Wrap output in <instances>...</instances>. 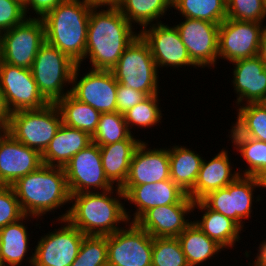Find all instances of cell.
<instances>
[{
	"label": "cell",
	"instance_id": "ac0fdd59",
	"mask_svg": "<svg viewBox=\"0 0 266 266\" xmlns=\"http://www.w3.org/2000/svg\"><path fill=\"white\" fill-rule=\"evenodd\" d=\"M120 189L125 194L124 201L136 206L131 222L135 223L147 210L170 204H194L183 190L171 179L157 183L140 185H122Z\"/></svg>",
	"mask_w": 266,
	"mask_h": 266
},
{
	"label": "cell",
	"instance_id": "8fae6325",
	"mask_svg": "<svg viewBox=\"0 0 266 266\" xmlns=\"http://www.w3.org/2000/svg\"><path fill=\"white\" fill-rule=\"evenodd\" d=\"M80 67V64L76 65L73 71L70 94L100 113L116 112L118 82L113 72L89 69L80 77Z\"/></svg>",
	"mask_w": 266,
	"mask_h": 266
},
{
	"label": "cell",
	"instance_id": "d6a6232c",
	"mask_svg": "<svg viewBox=\"0 0 266 266\" xmlns=\"http://www.w3.org/2000/svg\"><path fill=\"white\" fill-rule=\"evenodd\" d=\"M182 17L221 24L227 18V0H172Z\"/></svg>",
	"mask_w": 266,
	"mask_h": 266
},
{
	"label": "cell",
	"instance_id": "4fadbf2b",
	"mask_svg": "<svg viewBox=\"0 0 266 266\" xmlns=\"http://www.w3.org/2000/svg\"><path fill=\"white\" fill-rule=\"evenodd\" d=\"M70 195L104 192L114 188L105 176L100 148L93 142L80 150L64 167Z\"/></svg>",
	"mask_w": 266,
	"mask_h": 266
},
{
	"label": "cell",
	"instance_id": "f35d334b",
	"mask_svg": "<svg viewBox=\"0 0 266 266\" xmlns=\"http://www.w3.org/2000/svg\"><path fill=\"white\" fill-rule=\"evenodd\" d=\"M227 18L263 23L266 18L263 0H227Z\"/></svg>",
	"mask_w": 266,
	"mask_h": 266
},
{
	"label": "cell",
	"instance_id": "f6af8a7d",
	"mask_svg": "<svg viewBox=\"0 0 266 266\" xmlns=\"http://www.w3.org/2000/svg\"><path fill=\"white\" fill-rule=\"evenodd\" d=\"M257 256H255V260L253 261L254 266H266V240H263L260 244Z\"/></svg>",
	"mask_w": 266,
	"mask_h": 266
},
{
	"label": "cell",
	"instance_id": "83f0119b",
	"mask_svg": "<svg viewBox=\"0 0 266 266\" xmlns=\"http://www.w3.org/2000/svg\"><path fill=\"white\" fill-rule=\"evenodd\" d=\"M182 145L169 148L170 179L188 194L194 187L203 157Z\"/></svg>",
	"mask_w": 266,
	"mask_h": 266
},
{
	"label": "cell",
	"instance_id": "8992f818",
	"mask_svg": "<svg viewBox=\"0 0 266 266\" xmlns=\"http://www.w3.org/2000/svg\"><path fill=\"white\" fill-rule=\"evenodd\" d=\"M159 70L148 43L139 34L126 47L111 71L118 83L151 96L160 91L158 87Z\"/></svg>",
	"mask_w": 266,
	"mask_h": 266
},
{
	"label": "cell",
	"instance_id": "5bb4252c",
	"mask_svg": "<svg viewBox=\"0 0 266 266\" xmlns=\"http://www.w3.org/2000/svg\"><path fill=\"white\" fill-rule=\"evenodd\" d=\"M0 87L10 111L40 109L49 104L42 96L31 69L0 60Z\"/></svg>",
	"mask_w": 266,
	"mask_h": 266
},
{
	"label": "cell",
	"instance_id": "cb8c5ba5",
	"mask_svg": "<svg viewBox=\"0 0 266 266\" xmlns=\"http://www.w3.org/2000/svg\"><path fill=\"white\" fill-rule=\"evenodd\" d=\"M91 143L92 138L87 132L62 123L42 154V163L64 168L75 154Z\"/></svg>",
	"mask_w": 266,
	"mask_h": 266
},
{
	"label": "cell",
	"instance_id": "5b68a950",
	"mask_svg": "<svg viewBox=\"0 0 266 266\" xmlns=\"http://www.w3.org/2000/svg\"><path fill=\"white\" fill-rule=\"evenodd\" d=\"M76 65L55 46L46 41L41 45L32 64L31 72L40 93L49 103H56L70 93ZM67 84L70 85L69 90Z\"/></svg>",
	"mask_w": 266,
	"mask_h": 266
},
{
	"label": "cell",
	"instance_id": "b9f144b4",
	"mask_svg": "<svg viewBox=\"0 0 266 266\" xmlns=\"http://www.w3.org/2000/svg\"><path fill=\"white\" fill-rule=\"evenodd\" d=\"M148 95L144 92L132 89L126 85L118 83L117 85V112L125 113L130 108H133L136 104L146 99Z\"/></svg>",
	"mask_w": 266,
	"mask_h": 266
},
{
	"label": "cell",
	"instance_id": "681fc988",
	"mask_svg": "<svg viewBox=\"0 0 266 266\" xmlns=\"http://www.w3.org/2000/svg\"><path fill=\"white\" fill-rule=\"evenodd\" d=\"M9 133V124L0 123V143Z\"/></svg>",
	"mask_w": 266,
	"mask_h": 266
},
{
	"label": "cell",
	"instance_id": "277c9868",
	"mask_svg": "<svg viewBox=\"0 0 266 266\" xmlns=\"http://www.w3.org/2000/svg\"><path fill=\"white\" fill-rule=\"evenodd\" d=\"M11 187L23 213L39 219L70 204V192L63 167L41 165L36 171L17 179ZM55 210V211H54Z\"/></svg>",
	"mask_w": 266,
	"mask_h": 266
},
{
	"label": "cell",
	"instance_id": "816d5d0a",
	"mask_svg": "<svg viewBox=\"0 0 266 266\" xmlns=\"http://www.w3.org/2000/svg\"><path fill=\"white\" fill-rule=\"evenodd\" d=\"M261 103L266 107V97L261 101Z\"/></svg>",
	"mask_w": 266,
	"mask_h": 266
},
{
	"label": "cell",
	"instance_id": "74e56055",
	"mask_svg": "<svg viewBox=\"0 0 266 266\" xmlns=\"http://www.w3.org/2000/svg\"><path fill=\"white\" fill-rule=\"evenodd\" d=\"M70 266H108L107 236L85 235Z\"/></svg>",
	"mask_w": 266,
	"mask_h": 266
},
{
	"label": "cell",
	"instance_id": "f907efd6",
	"mask_svg": "<svg viewBox=\"0 0 266 266\" xmlns=\"http://www.w3.org/2000/svg\"><path fill=\"white\" fill-rule=\"evenodd\" d=\"M1 42H2V32L0 31V51H1Z\"/></svg>",
	"mask_w": 266,
	"mask_h": 266
},
{
	"label": "cell",
	"instance_id": "bcb514c9",
	"mask_svg": "<svg viewBox=\"0 0 266 266\" xmlns=\"http://www.w3.org/2000/svg\"><path fill=\"white\" fill-rule=\"evenodd\" d=\"M93 7L118 8L122 0H88Z\"/></svg>",
	"mask_w": 266,
	"mask_h": 266
},
{
	"label": "cell",
	"instance_id": "1f68e13d",
	"mask_svg": "<svg viewBox=\"0 0 266 266\" xmlns=\"http://www.w3.org/2000/svg\"><path fill=\"white\" fill-rule=\"evenodd\" d=\"M229 133L234 148L247 163L246 169L239 170V174L256 177L266 168V142L242 136L233 126Z\"/></svg>",
	"mask_w": 266,
	"mask_h": 266
},
{
	"label": "cell",
	"instance_id": "7c38bea8",
	"mask_svg": "<svg viewBox=\"0 0 266 266\" xmlns=\"http://www.w3.org/2000/svg\"><path fill=\"white\" fill-rule=\"evenodd\" d=\"M256 187H259L256 177L239 175L225 188L211 191L201 200L210 209L235 221L243 229L245 219L252 216Z\"/></svg>",
	"mask_w": 266,
	"mask_h": 266
},
{
	"label": "cell",
	"instance_id": "7bdbcfd3",
	"mask_svg": "<svg viewBox=\"0 0 266 266\" xmlns=\"http://www.w3.org/2000/svg\"><path fill=\"white\" fill-rule=\"evenodd\" d=\"M63 1L64 0H22L27 18V13L30 14L29 10L32 8V13L34 12V14L38 15H35V18L41 19Z\"/></svg>",
	"mask_w": 266,
	"mask_h": 266
},
{
	"label": "cell",
	"instance_id": "ba28073f",
	"mask_svg": "<svg viewBox=\"0 0 266 266\" xmlns=\"http://www.w3.org/2000/svg\"><path fill=\"white\" fill-rule=\"evenodd\" d=\"M58 223L64 225L41 236L35 249H30L32 256L25 260L30 266H70L76 259L85 235L66 219Z\"/></svg>",
	"mask_w": 266,
	"mask_h": 266
},
{
	"label": "cell",
	"instance_id": "44dd1931",
	"mask_svg": "<svg viewBox=\"0 0 266 266\" xmlns=\"http://www.w3.org/2000/svg\"><path fill=\"white\" fill-rule=\"evenodd\" d=\"M193 207L194 204L154 207L147 210L135 223L153 238L178 237L192 223V220L186 218L194 211Z\"/></svg>",
	"mask_w": 266,
	"mask_h": 266
},
{
	"label": "cell",
	"instance_id": "f1b7e54d",
	"mask_svg": "<svg viewBox=\"0 0 266 266\" xmlns=\"http://www.w3.org/2000/svg\"><path fill=\"white\" fill-rule=\"evenodd\" d=\"M178 240L189 266L204 265L224 249L209 238L193 221L178 235ZM204 263V264H203Z\"/></svg>",
	"mask_w": 266,
	"mask_h": 266
},
{
	"label": "cell",
	"instance_id": "7402d4cb",
	"mask_svg": "<svg viewBox=\"0 0 266 266\" xmlns=\"http://www.w3.org/2000/svg\"><path fill=\"white\" fill-rule=\"evenodd\" d=\"M235 66H234V65ZM232 85L237 106L250 102H261L266 97V66L258 56L232 62Z\"/></svg>",
	"mask_w": 266,
	"mask_h": 266
},
{
	"label": "cell",
	"instance_id": "603a6c76",
	"mask_svg": "<svg viewBox=\"0 0 266 266\" xmlns=\"http://www.w3.org/2000/svg\"><path fill=\"white\" fill-rule=\"evenodd\" d=\"M203 158L198 178L193 189L187 194L193 201L201 200L209 192L225 188L240 174L233 171L228 151L222 149L210 160Z\"/></svg>",
	"mask_w": 266,
	"mask_h": 266
},
{
	"label": "cell",
	"instance_id": "7a4b0ae2",
	"mask_svg": "<svg viewBox=\"0 0 266 266\" xmlns=\"http://www.w3.org/2000/svg\"><path fill=\"white\" fill-rule=\"evenodd\" d=\"M105 9L91 8L84 60L90 59L91 69L111 71L139 32L118 8Z\"/></svg>",
	"mask_w": 266,
	"mask_h": 266
},
{
	"label": "cell",
	"instance_id": "9a60e30c",
	"mask_svg": "<svg viewBox=\"0 0 266 266\" xmlns=\"http://www.w3.org/2000/svg\"><path fill=\"white\" fill-rule=\"evenodd\" d=\"M263 29V23L226 18L219 25V58L232 63L257 56Z\"/></svg>",
	"mask_w": 266,
	"mask_h": 266
},
{
	"label": "cell",
	"instance_id": "ffe728a7",
	"mask_svg": "<svg viewBox=\"0 0 266 266\" xmlns=\"http://www.w3.org/2000/svg\"><path fill=\"white\" fill-rule=\"evenodd\" d=\"M141 142L134 152L129 172L123 185L157 183L170 179L169 148H148Z\"/></svg>",
	"mask_w": 266,
	"mask_h": 266
},
{
	"label": "cell",
	"instance_id": "60d3db41",
	"mask_svg": "<svg viewBox=\"0 0 266 266\" xmlns=\"http://www.w3.org/2000/svg\"><path fill=\"white\" fill-rule=\"evenodd\" d=\"M27 18L22 0H0V31L5 32Z\"/></svg>",
	"mask_w": 266,
	"mask_h": 266
},
{
	"label": "cell",
	"instance_id": "c3c4849f",
	"mask_svg": "<svg viewBox=\"0 0 266 266\" xmlns=\"http://www.w3.org/2000/svg\"><path fill=\"white\" fill-rule=\"evenodd\" d=\"M256 179L261 190L266 189V168L256 176Z\"/></svg>",
	"mask_w": 266,
	"mask_h": 266
},
{
	"label": "cell",
	"instance_id": "e575fe53",
	"mask_svg": "<svg viewBox=\"0 0 266 266\" xmlns=\"http://www.w3.org/2000/svg\"><path fill=\"white\" fill-rule=\"evenodd\" d=\"M132 133L122 113H101L95 133L91 136L92 142L98 146L109 145L126 140Z\"/></svg>",
	"mask_w": 266,
	"mask_h": 266
},
{
	"label": "cell",
	"instance_id": "4dcf8cb0",
	"mask_svg": "<svg viewBox=\"0 0 266 266\" xmlns=\"http://www.w3.org/2000/svg\"><path fill=\"white\" fill-rule=\"evenodd\" d=\"M169 8H172V0H122L118 6L126 19L133 26L137 23L141 30L146 26L162 23L160 17H164L170 11Z\"/></svg>",
	"mask_w": 266,
	"mask_h": 266
},
{
	"label": "cell",
	"instance_id": "ee69618b",
	"mask_svg": "<svg viewBox=\"0 0 266 266\" xmlns=\"http://www.w3.org/2000/svg\"><path fill=\"white\" fill-rule=\"evenodd\" d=\"M11 114L12 112L8 108L5 96L0 87V123L10 124Z\"/></svg>",
	"mask_w": 266,
	"mask_h": 266
},
{
	"label": "cell",
	"instance_id": "3957f363",
	"mask_svg": "<svg viewBox=\"0 0 266 266\" xmlns=\"http://www.w3.org/2000/svg\"><path fill=\"white\" fill-rule=\"evenodd\" d=\"M92 7L88 0H64L42 18L45 41L77 65L84 62Z\"/></svg>",
	"mask_w": 266,
	"mask_h": 266
},
{
	"label": "cell",
	"instance_id": "ab89813d",
	"mask_svg": "<svg viewBox=\"0 0 266 266\" xmlns=\"http://www.w3.org/2000/svg\"><path fill=\"white\" fill-rule=\"evenodd\" d=\"M24 216L13 188L0 185V229L19 221Z\"/></svg>",
	"mask_w": 266,
	"mask_h": 266
},
{
	"label": "cell",
	"instance_id": "2e32d148",
	"mask_svg": "<svg viewBox=\"0 0 266 266\" xmlns=\"http://www.w3.org/2000/svg\"><path fill=\"white\" fill-rule=\"evenodd\" d=\"M191 61L198 68L215 67L218 61L219 24L184 17L174 25Z\"/></svg>",
	"mask_w": 266,
	"mask_h": 266
},
{
	"label": "cell",
	"instance_id": "4316f807",
	"mask_svg": "<svg viewBox=\"0 0 266 266\" xmlns=\"http://www.w3.org/2000/svg\"><path fill=\"white\" fill-rule=\"evenodd\" d=\"M29 217L36 218L25 215L19 221L0 229V257L4 266H21L28 256L30 235L24 220L28 221Z\"/></svg>",
	"mask_w": 266,
	"mask_h": 266
},
{
	"label": "cell",
	"instance_id": "30bf717a",
	"mask_svg": "<svg viewBox=\"0 0 266 266\" xmlns=\"http://www.w3.org/2000/svg\"><path fill=\"white\" fill-rule=\"evenodd\" d=\"M153 237L136 223L107 236L108 266H151Z\"/></svg>",
	"mask_w": 266,
	"mask_h": 266
},
{
	"label": "cell",
	"instance_id": "d4e9b609",
	"mask_svg": "<svg viewBox=\"0 0 266 266\" xmlns=\"http://www.w3.org/2000/svg\"><path fill=\"white\" fill-rule=\"evenodd\" d=\"M141 142L131 134L126 140L99 146L105 176L114 186L121 187L126 181L134 152Z\"/></svg>",
	"mask_w": 266,
	"mask_h": 266
},
{
	"label": "cell",
	"instance_id": "836d02e7",
	"mask_svg": "<svg viewBox=\"0 0 266 266\" xmlns=\"http://www.w3.org/2000/svg\"><path fill=\"white\" fill-rule=\"evenodd\" d=\"M236 110L233 127L242 135L266 142V107L261 102L245 103Z\"/></svg>",
	"mask_w": 266,
	"mask_h": 266
},
{
	"label": "cell",
	"instance_id": "7dc6e473",
	"mask_svg": "<svg viewBox=\"0 0 266 266\" xmlns=\"http://www.w3.org/2000/svg\"><path fill=\"white\" fill-rule=\"evenodd\" d=\"M266 66V25L261 34L259 50L257 55Z\"/></svg>",
	"mask_w": 266,
	"mask_h": 266
},
{
	"label": "cell",
	"instance_id": "9c48e42d",
	"mask_svg": "<svg viewBox=\"0 0 266 266\" xmlns=\"http://www.w3.org/2000/svg\"><path fill=\"white\" fill-rule=\"evenodd\" d=\"M44 42L43 20L29 15L21 24L2 32L0 60L31 69L36 54Z\"/></svg>",
	"mask_w": 266,
	"mask_h": 266
},
{
	"label": "cell",
	"instance_id": "6da1fadb",
	"mask_svg": "<svg viewBox=\"0 0 266 266\" xmlns=\"http://www.w3.org/2000/svg\"><path fill=\"white\" fill-rule=\"evenodd\" d=\"M123 199L125 194L116 186L104 192L72 194V205L56 221L66 219L84 235L108 236L131 222L132 216L125 208V202L122 203Z\"/></svg>",
	"mask_w": 266,
	"mask_h": 266
},
{
	"label": "cell",
	"instance_id": "52a82bcc",
	"mask_svg": "<svg viewBox=\"0 0 266 266\" xmlns=\"http://www.w3.org/2000/svg\"><path fill=\"white\" fill-rule=\"evenodd\" d=\"M61 124L62 117L57 105L49 103L40 109L13 112L9 133L16 140L42 155Z\"/></svg>",
	"mask_w": 266,
	"mask_h": 266
},
{
	"label": "cell",
	"instance_id": "f546056e",
	"mask_svg": "<svg viewBox=\"0 0 266 266\" xmlns=\"http://www.w3.org/2000/svg\"><path fill=\"white\" fill-rule=\"evenodd\" d=\"M66 126L87 132L92 136L97 128L101 113L92 106L82 103L70 93L55 103Z\"/></svg>",
	"mask_w": 266,
	"mask_h": 266
},
{
	"label": "cell",
	"instance_id": "e0dca14e",
	"mask_svg": "<svg viewBox=\"0 0 266 266\" xmlns=\"http://www.w3.org/2000/svg\"><path fill=\"white\" fill-rule=\"evenodd\" d=\"M165 24H152L138 31L148 43L157 69L161 67L176 69L186 66L197 68L191 61L176 27Z\"/></svg>",
	"mask_w": 266,
	"mask_h": 266
},
{
	"label": "cell",
	"instance_id": "d6986e66",
	"mask_svg": "<svg viewBox=\"0 0 266 266\" xmlns=\"http://www.w3.org/2000/svg\"><path fill=\"white\" fill-rule=\"evenodd\" d=\"M42 155L16 140L10 133L0 143V185L11 186L17 179L36 171Z\"/></svg>",
	"mask_w": 266,
	"mask_h": 266
},
{
	"label": "cell",
	"instance_id": "484cf974",
	"mask_svg": "<svg viewBox=\"0 0 266 266\" xmlns=\"http://www.w3.org/2000/svg\"><path fill=\"white\" fill-rule=\"evenodd\" d=\"M204 212L199 220H193L198 227L223 249L234 247L236 241L241 240L240 234L243 229L233 220L223 214L210 209L202 200L194 203L193 210Z\"/></svg>",
	"mask_w": 266,
	"mask_h": 266
},
{
	"label": "cell",
	"instance_id": "8d00e7d4",
	"mask_svg": "<svg viewBox=\"0 0 266 266\" xmlns=\"http://www.w3.org/2000/svg\"><path fill=\"white\" fill-rule=\"evenodd\" d=\"M151 266H189L177 237H155Z\"/></svg>",
	"mask_w": 266,
	"mask_h": 266
},
{
	"label": "cell",
	"instance_id": "d590c367",
	"mask_svg": "<svg viewBox=\"0 0 266 266\" xmlns=\"http://www.w3.org/2000/svg\"><path fill=\"white\" fill-rule=\"evenodd\" d=\"M160 100L158 94L148 96L142 102L123 113L130 133H133L131 131L132 127L146 129L162 122V111L158 103Z\"/></svg>",
	"mask_w": 266,
	"mask_h": 266
},
{
	"label": "cell",
	"instance_id": "f5cc1de1",
	"mask_svg": "<svg viewBox=\"0 0 266 266\" xmlns=\"http://www.w3.org/2000/svg\"><path fill=\"white\" fill-rule=\"evenodd\" d=\"M263 4H264L265 12H266V0H263Z\"/></svg>",
	"mask_w": 266,
	"mask_h": 266
},
{
	"label": "cell",
	"instance_id": "db71d44e",
	"mask_svg": "<svg viewBox=\"0 0 266 266\" xmlns=\"http://www.w3.org/2000/svg\"><path fill=\"white\" fill-rule=\"evenodd\" d=\"M0 266H4L1 257H0Z\"/></svg>",
	"mask_w": 266,
	"mask_h": 266
}]
</instances>
